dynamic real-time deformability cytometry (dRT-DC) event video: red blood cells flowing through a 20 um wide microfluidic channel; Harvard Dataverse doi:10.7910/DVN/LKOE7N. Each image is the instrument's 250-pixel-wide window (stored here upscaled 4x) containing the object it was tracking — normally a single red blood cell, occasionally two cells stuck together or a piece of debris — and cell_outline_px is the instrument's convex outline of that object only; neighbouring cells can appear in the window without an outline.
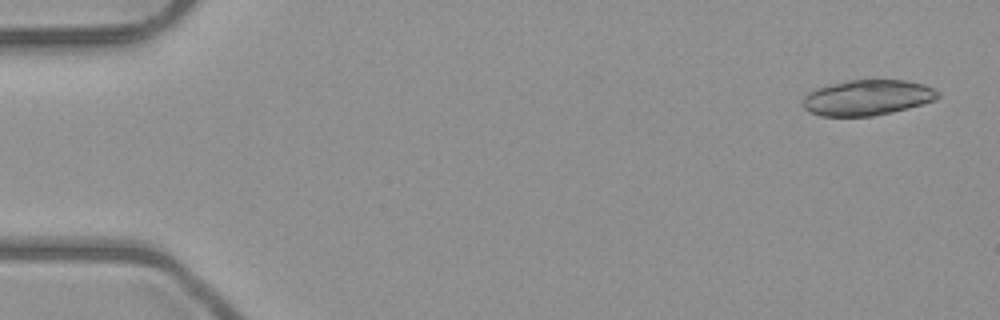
{"species": "common noctule bat (a hibernating species)", "species_latin": "Nyctalus noctula", "temperature_condition": "room temperature", "stored_images_in_passage": 8, "camera_frame_rate_fps": 3000, "um_per_image_px": 0.085, "animal": {"sex": "male", "body_mass_g": 23.1, "forearm_length_mm": 52.7}, "frame": {"image": 1, "passage_image": 1, "time_ms": 0.0, "image_size_px": [1000, 320], "cell_outline_px": [[940, 96], [936, 100], [892, 112], [872, 116], [820, 116], [808, 112], [804, 108], [800, 100], [808, 92], [816, 88], [848, 80], [904, 80], [924, 84], [940, 92]], "centroid_in_image_um": [73.69, 8.3], "position_along_channel_um": 11.3, "area_um2": 28.09}}